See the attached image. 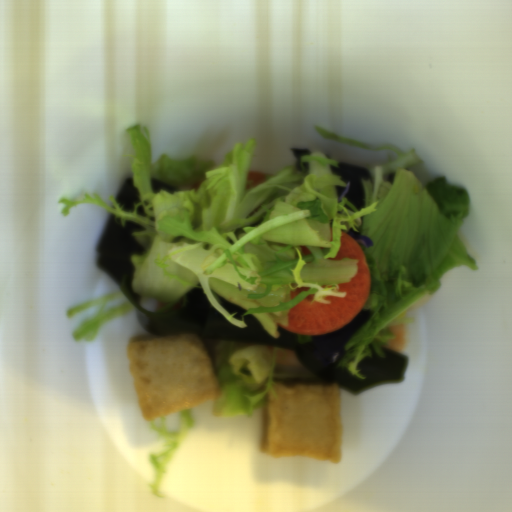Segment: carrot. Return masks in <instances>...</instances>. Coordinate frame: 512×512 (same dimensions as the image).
<instances>
[{
  "mask_svg": "<svg viewBox=\"0 0 512 512\" xmlns=\"http://www.w3.org/2000/svg\"><path fill=\"white\" fill-rule=\"evenodd\" d=\"M344 258L358 260L357 273L339 287L347 295H327L323 298L330 303H319L312 294L290 309L287 325L278 323L277 326L292 334L321 335L346 326L359 314L371 293L369 260L357 242L342 230L340 249L330 261Z\"/></svg>",
  "mask_w": 512,
  "mask_h": 512,
  "instance_id": "carrot-1",
  "label": "carrot"
},
{
  "mask_svg": "<svg viewBox=\"0 0 512 512\" xmlns=\"http://www.w3.org/2000/svg\"><path fill=\"white\" fill-rule=\"evenodd\" d=\"M266 178L267 177L263 173H259L256 171H249V173L247 175V180H246V190L259 185L260 183L265 181Z\"/></svg>",
  "mask_w": 512,
  "mask_h": 512,
  "instance_id": "carrot-2",
  "label": "carrot"
},
{
  "mask_svg": "<svg viewBox=\"0 0 512 512\" xmlns=\"http://www.w3.org/2000/svg\"><path fill=\"white\" fill-rule=\"evenodd\" d=\"M309 289H310V287L297 288L295 291L290 292V299L292 300L293 298H295L297 295H299L303 291H309Z\"/></svg>",
  "mask_w": 512,
  "mask_h": 512,
  "instance_id": "carrot-3",
  "label": "carrot"
},
{
  "mask_svg": "<svg viewBox=\"0 0 512 512\" xmlns=\"http://www.w3.org/2000/svg\"><path fill=\"white\" fill-rule=\"evenodd\" d=\"M301 250H302V252H303L304 256H305V255L312 254V253H311V251H310V249H309V247L301 246Z\"/></svg>",
  "mask_w": 512,
  "mask_h": 512,
  "instance_id": "carrot-4",
  "label": "carrot"
}]
</instances>
